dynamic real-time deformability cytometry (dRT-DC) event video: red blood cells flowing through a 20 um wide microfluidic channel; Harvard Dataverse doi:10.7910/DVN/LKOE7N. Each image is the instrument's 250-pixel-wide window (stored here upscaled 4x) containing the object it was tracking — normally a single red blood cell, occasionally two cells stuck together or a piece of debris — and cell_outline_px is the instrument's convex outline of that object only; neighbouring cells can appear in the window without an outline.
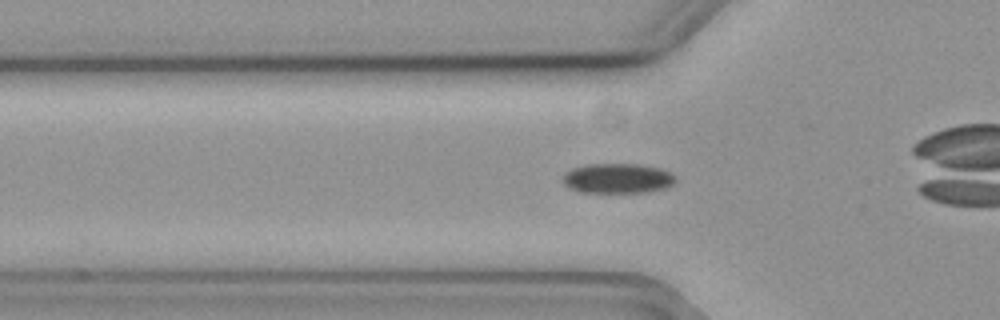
{"species": "common noctule bat (a hibernating species)", "species_latin": "Nyctalus noctula", "temperature_condition": "cold", "stored_images_in_passage": 40, "camera_frame_rate_fps": 3000, "um_per_image_px": 0.085, "animal": {"sex": "female", "body_mass_g": 19.3, "forearm_length_mm": 54.1}, "frame": {"image": 1, "passage_image": 12, "time_ms": 3.667, "image_size_px": [1000, 320], "cell_outline_px": [[676, 180], [668, 188], [648, 192], [580, 192], [568, 188], [560, 180], [564, 172], [572, 168], [588, 164], [640, 164], [660, 168], [676, 176]], "centroid_in_image_um": [52.46, 15.16], "position_along_channel_um": 73.3, "area_um2": 19.94}}